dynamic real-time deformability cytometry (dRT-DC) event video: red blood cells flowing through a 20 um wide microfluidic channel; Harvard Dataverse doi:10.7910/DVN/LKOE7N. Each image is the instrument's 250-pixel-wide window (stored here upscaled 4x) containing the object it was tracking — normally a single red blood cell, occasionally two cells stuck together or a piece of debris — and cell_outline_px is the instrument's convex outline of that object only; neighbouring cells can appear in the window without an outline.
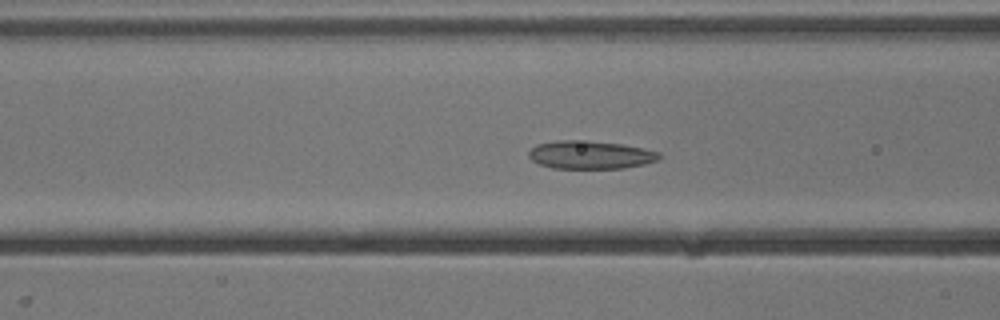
{"species": "common noctule bat (a hibernating species)", "species_latin": "Nyctalus noctula", "temperature_condition": "cold", "stored_images_in_passage": 16, "camera_frame_rate_fps": 3000, "um_per_image_px": 0.085, "animal": {"sex": "male", "body_mass_g": 13.3}, "frame": {"image": 1, "passage_image": 16, "time_ms": 5.0, "image_size_px": [1000, 320], "cell_outline_px": [[660, 160], [644, 164], [624, 168], [552, 168], [540, 164], [532, 160], [528, 156], [528, 152], [536, 144], [560, 140], [588, 140], [620, 144], [660, 152]], "centroid_in_image_um": [50.17, 13.16], "position_along_channel_um": 116.4, "area_um2": 21.33}}